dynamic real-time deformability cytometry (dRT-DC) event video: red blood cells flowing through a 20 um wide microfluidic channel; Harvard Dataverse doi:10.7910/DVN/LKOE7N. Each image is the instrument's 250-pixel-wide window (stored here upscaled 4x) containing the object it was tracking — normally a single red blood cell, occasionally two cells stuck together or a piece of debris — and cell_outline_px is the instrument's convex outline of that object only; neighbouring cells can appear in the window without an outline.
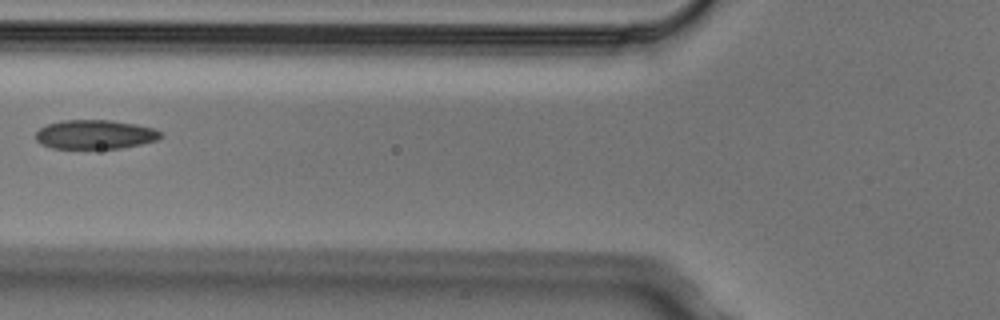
{"species": "Egyptian fruit bat (a non-hibernating species)", "species_latin": "Rousettus aegyptiacus", "temperature_condition": "cold", "stored_images_in_passage": 3, "camera_frame_rate_fps": 3000, "um_per_image_px": 0.085, "animal": {"sex": "male"}, "frame": {"image": 1, "passage_image": 2, "time_ms": 0.333, "image_size_px": [1000, 320], "cell_outline_px": [[160, 136], [156, 140], [140, 144], [120, 148], [52, 148], [40, 144], [36, 140], [36, 132], [40, 128], [48, 124], [64, 120], [112, 120], [136, 124], [152, 128], [160, 132]], "centroid_in_image_um": [8.03, 11.42], "position_along_channel_um": 117.8, "area_um2": 20.98}}
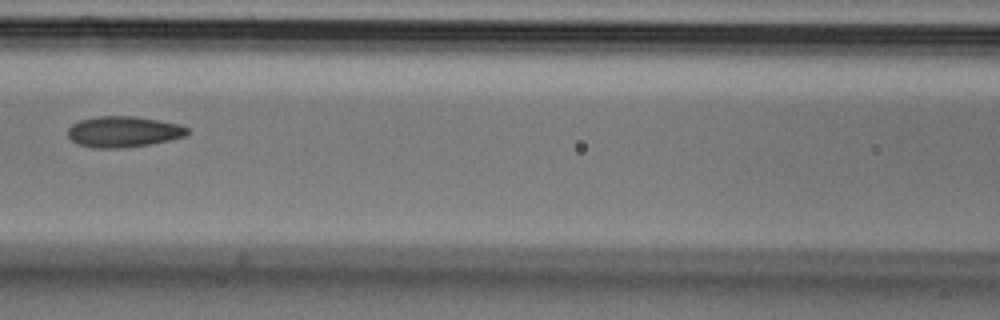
{"frame": {"image": 2, "passage_image": 3, "time_ms": 0.667, "image_size_px": [1000, 320], "cell_outline_px": [[188, 132], [184, 136], [168, 140], [148, 144], [120, 148], [92, 148], [76, 144], [68, 136], [68, 128], [72, 124], [80, 120], [100, 116], [136, 116], [180, 124], [188, 128]], "centroid_in_image_um": [10.46, 11.19], "position_along_channel_um": 156.1, "area_um2": 21.44}}